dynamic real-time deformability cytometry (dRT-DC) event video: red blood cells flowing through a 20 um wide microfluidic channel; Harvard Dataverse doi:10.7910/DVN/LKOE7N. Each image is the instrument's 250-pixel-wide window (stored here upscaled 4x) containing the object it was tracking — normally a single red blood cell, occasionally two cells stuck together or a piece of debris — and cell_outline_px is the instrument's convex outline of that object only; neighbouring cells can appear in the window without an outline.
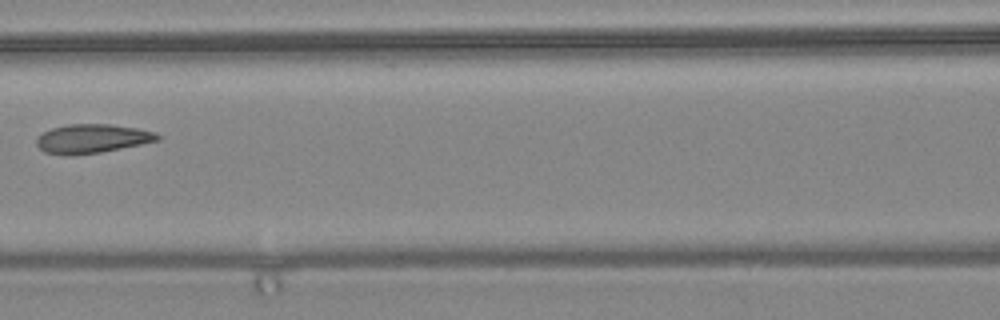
{"species": "common noctule bat (a hibernating species)", "species_latin": "Nyctalus noctula", "temperature_condition": "warm", "stored_images_in_passage": 9, "camera_frame_rate_fps": 3000, "um_per_image_px": 0.085, "animal": {"sex": "female", "body_mass_g": 24.6, "forearm_length_mm": 56.2}, "frame": {"image": 1, "passage_image": 6, "time_ms": 1.667, "image_size_px": [1000, 320], "cell_outline_px": [[160, 140], [100, 152], [72, 156], [44, 152], [36, 144], [36, 136], [52, 128], [68, 124], [112, 124], [136, 128], [156, 132], [160, 136]], "centroid_in_image_um": [7.8, 11.78], "position_along_channel_um": 158.8, "area_um2": 20.4}}
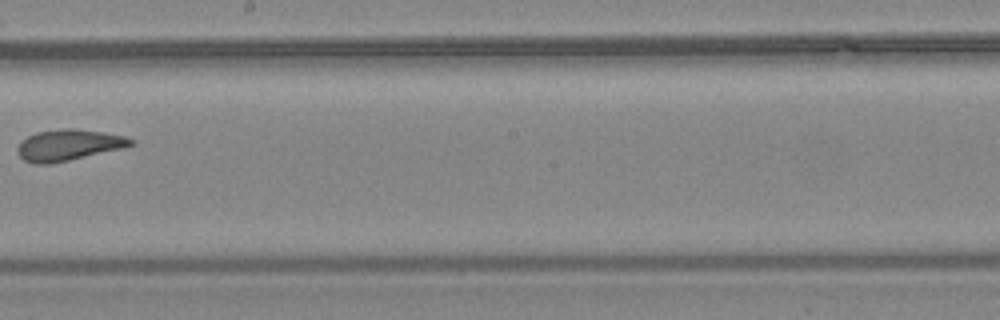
{"frame": {"image": 2, "passage_image": 8, "time_ms": 2.333, "image_size_px": [1000, 320], "cell_outline_px": [[136, 144], [124, 148], [68, 160], [48, 164], [32, 164], [24, 160], [16, 152], [16, 148], [20, 140], [36, 132], [64, 128], [72, 128], [104, 132], [124, 136], [136, 140]], "centroid_in_image_um": [5.82, 12.32], "position_along_channel_um": 242.4, "area_um2": 20.75}}
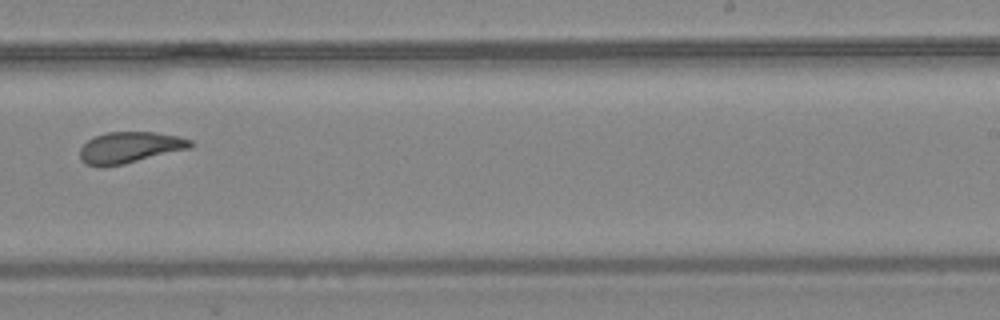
{"frame": {"image": 3, "passage_image": 9, "time_ms": 2.667, "image_size_px": [1000, 320], "cell_outline_px": [[196, 144], [192, 148], [124, 164], [100, 168], [84, 164], [80, 160], [80, 148], [88, 140], [96, 136], [108, 132], [156, 132], [176, 136], [192, 140]], "centroid_in_image_um": [11.04, 12.55], "position_along_channel_um": 278.0, "area_um2": 20.4}}